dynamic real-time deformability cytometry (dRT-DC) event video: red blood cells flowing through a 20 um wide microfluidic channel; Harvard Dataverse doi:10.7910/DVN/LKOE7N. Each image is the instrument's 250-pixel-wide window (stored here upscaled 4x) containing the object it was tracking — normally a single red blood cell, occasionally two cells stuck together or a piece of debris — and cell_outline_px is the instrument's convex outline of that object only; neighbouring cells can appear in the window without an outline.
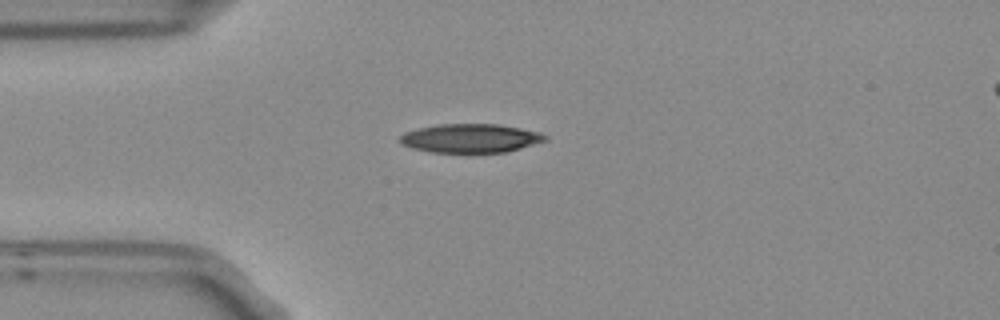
{"species": "Egyptian fruit bat (a non-hibernating species)", "species_latin": "Rousettus aegyptiacus", "temperature_condition": "room temperature", "stored_images_in_passage": 2, "camera_frame_rate_fps": 3000, "um_per_image_px": 0.085, "frame": {"image": 1, "passage_image": 1, "time_ms": 0.0, "image_size_px": [1000, 320], "cell_outline_px": [[548, 140], [520, 148], [504, 152], [428, 152], [412, 148], [400, 144], [396, 140], [404, 132], [420, 128], [440, 124], [500, 124], [540, 132], [548, 136]], "centroid_in_image_um": [39.96, 11.75], "position_along_channel_um": 45.0, "area_um2": 24.45}}